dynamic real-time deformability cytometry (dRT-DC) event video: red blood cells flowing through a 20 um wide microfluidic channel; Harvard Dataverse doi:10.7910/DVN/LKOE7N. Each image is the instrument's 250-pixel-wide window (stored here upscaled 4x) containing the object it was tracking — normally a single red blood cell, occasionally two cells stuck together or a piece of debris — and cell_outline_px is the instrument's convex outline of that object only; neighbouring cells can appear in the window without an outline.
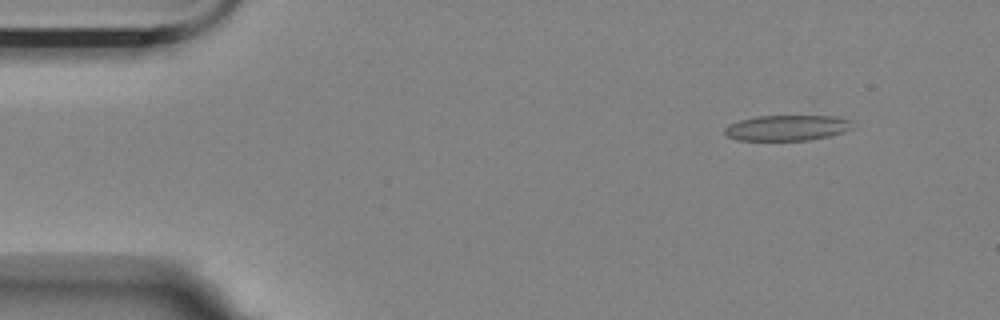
{"species": "Egyptian fruit bat (a non-hibernating species)", "species_latin": "Rousettus aegyptiacus", "temperature_condition": "room temperature", "stored_images_in_passage": 3, "camera_frame_rate_fps": 3000, "um_per_image_px": 0.085, "animal": {"sex": "female"}, "frame": {"image": 1, "passage_image": 1, "time_ms": 0.0, "image_size_px": [1000, 320], "cell_outline_px": [[852, 128], [844, 132], [828, 136], [808, 140], [736, 140], [728, 136], [724, 132], [724, 128], [728, 124], [740, 120], [756, 116], [836, 116], [852, 120]], "centroid_in_image_um": [66.9, 10.86], "position_along_channel_um": 18.1, "area_um2": 19.07}}